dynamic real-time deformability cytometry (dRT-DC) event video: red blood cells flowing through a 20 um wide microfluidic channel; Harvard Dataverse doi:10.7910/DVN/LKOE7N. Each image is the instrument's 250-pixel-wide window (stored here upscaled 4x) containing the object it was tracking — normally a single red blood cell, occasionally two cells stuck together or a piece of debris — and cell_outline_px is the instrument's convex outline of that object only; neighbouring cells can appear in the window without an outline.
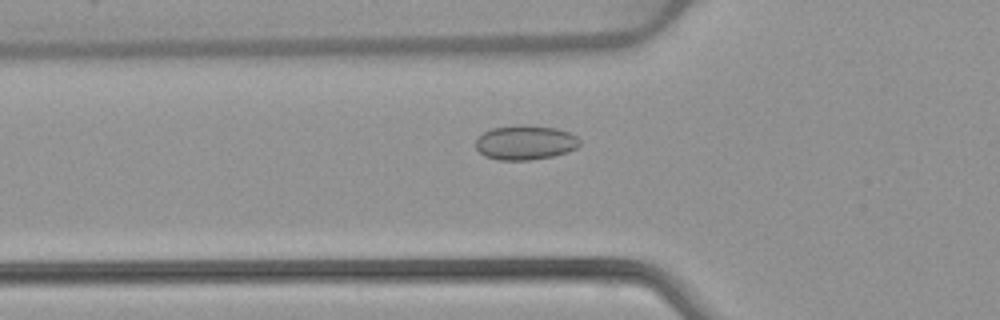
{"species": "common noctule bat (a hibernating species)", "species_latin": "Nyctalus noctula", "temperature_condition": "warm", "stored_images_in_passage": 47, "camera_frame_rate_fps": 3000, "um_per_image_px": 0.085, "animal": {"sex": "female", "body_mass_g": 22.7, "forearm_length_mm": 54.2}, "frame": {"image": 1, "passage_image": 13, "time_ms": 4.0, "image_size_px": [1000, 320], "cell_outline_px": [[580, 144], [576, 148], [568, 152], [552, 156], [532, 160], [500, 160], [484, 156], [476, 148], [476, 140], [484, 132], [492, 128], [516, 124], [556, 128], [568, 132], [576, 136], [580, 140]], "centroid_in_image_um": [44.65, 12.12], "position_along_channel_um": 81.2, "area_um2": 20.92}}
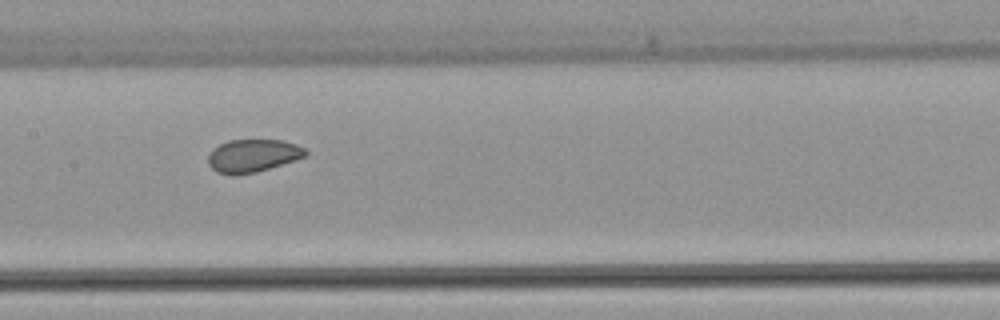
{"frame": {"image": 2, "passage_image": 21, "time_ms": 6.667, "image_size_px": [1000, 320], "cell_outline_px": [[308, 156], [256, 172], [236, 176], [232, 176], [216, 172], [208, 164], [208, 156], [212, 148], [228, 140], [284, 140], [296, 144], [304, 148], [308, 152]], "centroid_in_image_um": [21.48, 13.24], "position_along_channel_um": 185.9, "area_um2": 18.9}}
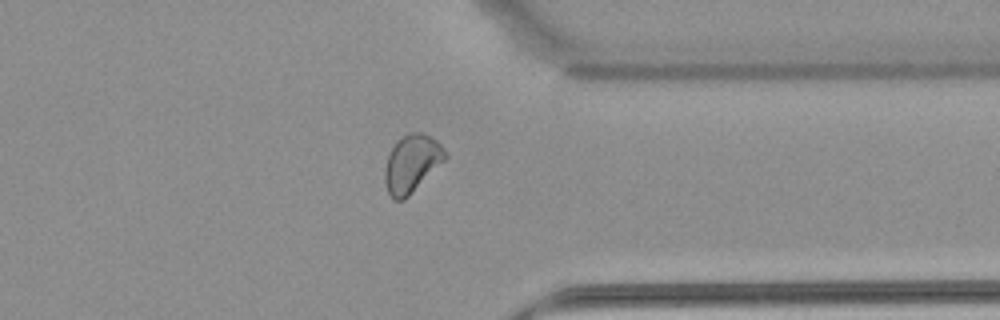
{"frame": {"image": 3, "passage_image": 36, "time_ms": 11.667, "image_size_px": [1000, 320], "cell_outline_px": [[448, 156], [404, 200], [392, 200], [388, 192], [384, 180], [384, 172], [388, 156], [392, 148], [404, 136], [412, 132], [424, 132], [436, 140], [448, 152]], "centroid_in_image_um": [35.0, 13.91], "position_along_channel_um": 376.4, "area_um2": 19.88}, "authors_computed_cell_mechanics": {"area_um2": 20.3456, "velocity_mm_per_s": 3.9133, "shape_relaxation_time_tau1_ms": null, "shape_relaxation_time_tau2_ms": 2.6417, "deformation_change_tau1": null, "deformation_change_tau2": 0.0505}}